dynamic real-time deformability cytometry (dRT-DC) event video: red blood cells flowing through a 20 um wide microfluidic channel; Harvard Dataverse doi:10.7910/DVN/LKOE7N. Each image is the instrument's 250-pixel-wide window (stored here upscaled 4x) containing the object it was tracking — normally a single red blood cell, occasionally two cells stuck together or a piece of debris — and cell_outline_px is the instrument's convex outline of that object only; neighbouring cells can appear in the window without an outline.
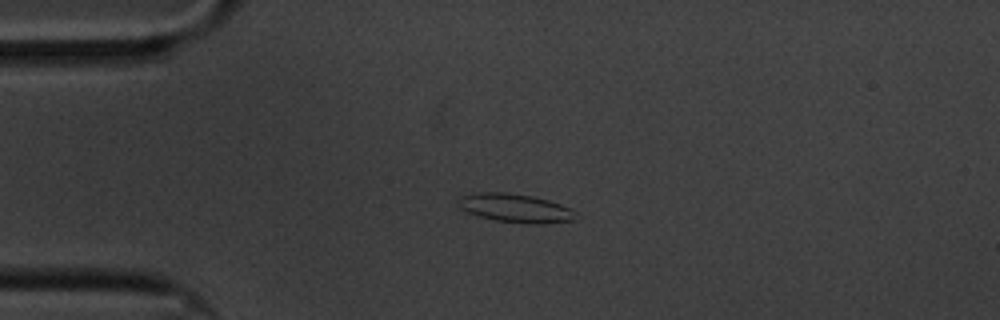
{"species": "common noctule bat (a hibernating species)", "species_latin": "Nyctalus noctula", "temperature_condition": "cold", "stored_images_in_passage": 58, "camera_frame_rate_fps": 3000, "um_per_image_px": 0.085, "animal": {"sex": "male", "body_mass_g": 20.1, "forearm_length_mm": 53.5}, "frame": {"image": 1, "passage_image": 13, "time_ms": 4.0, "image_size_px": [1000, 320], "cell_outline_px": [[572, 220], [540, 224], [532, 224], [496, 220], [480, 216], [468, 212], [460, 208], [460, 196], [476, 192], [504, 192], [532, 196], [548, 200], [560, 204], [568, 208]], "centroid_in_image_um": [43.71, 17.67], "position_along_channel_um": 41.3, "area_um2": 18.9}}
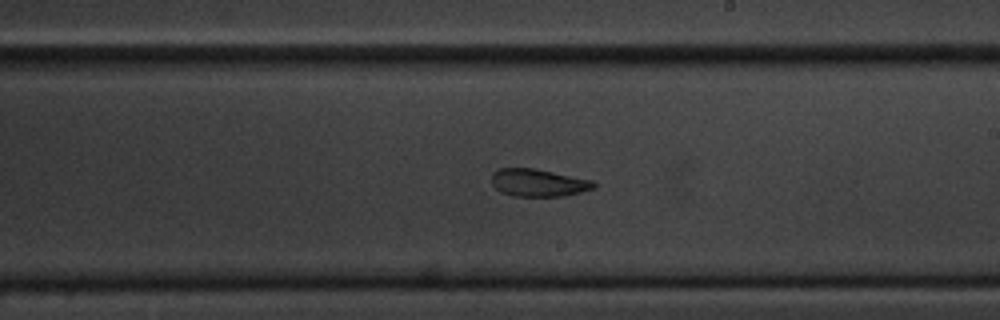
{"frame": {"image": 2, "passage_image": 33, "time_ms": 10.667, "image_size_px": [1000, 320], "cell_outline_px": [[596, 188], [564, 196], [512, 196], [500, 192], [492, 184], [492, 172], [496, 168], [536, 168], [592, 180], [596, 184]], "centroid_in_image_um": [45.74, 15.52], "position_along_channel_um": 243.3, "area_um2": 16.59}}
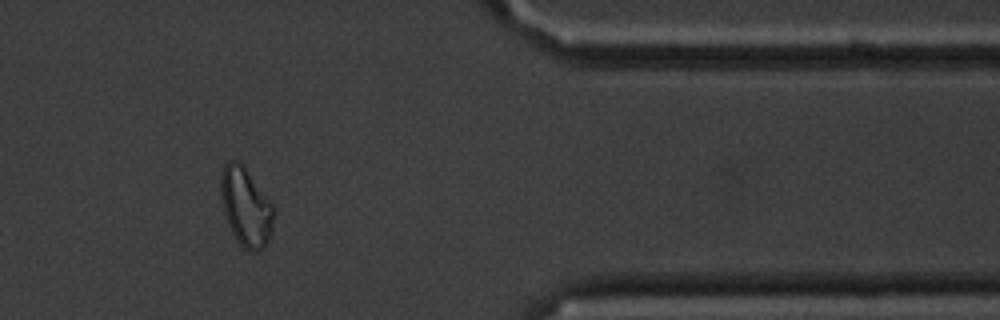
{"frame": {"image": 3, "passage_image": 48, "time_ms": 15.667, "image_size_px": [1000, 320], "cell_outline_px": [[276, 212], [272, 232], [264, 248], [256, 252], [252, 252], [244, 248], [236, 240], [228, 224], [224, 212], [220, 196], [220, 172], [224, 164], [228, 160], [236, 160], [244, 168], [272, 204]], "centroid_in_image_um": [20.89, 17.62], "position_along_channel_um": 390.5, "area_um2": 24.28}, "authors_computed_cell_mechanics": {"area_um2": 18.9006, "velocity_mm_per_s": 3.3797, "shape_relaxation_time_tau1_ms": 7.5729, "shape_relaxation_time_tau2_ms": 4.3701, "deformation_change_tau1": 0.144, "deformation_change_tau2": 0.1095}}